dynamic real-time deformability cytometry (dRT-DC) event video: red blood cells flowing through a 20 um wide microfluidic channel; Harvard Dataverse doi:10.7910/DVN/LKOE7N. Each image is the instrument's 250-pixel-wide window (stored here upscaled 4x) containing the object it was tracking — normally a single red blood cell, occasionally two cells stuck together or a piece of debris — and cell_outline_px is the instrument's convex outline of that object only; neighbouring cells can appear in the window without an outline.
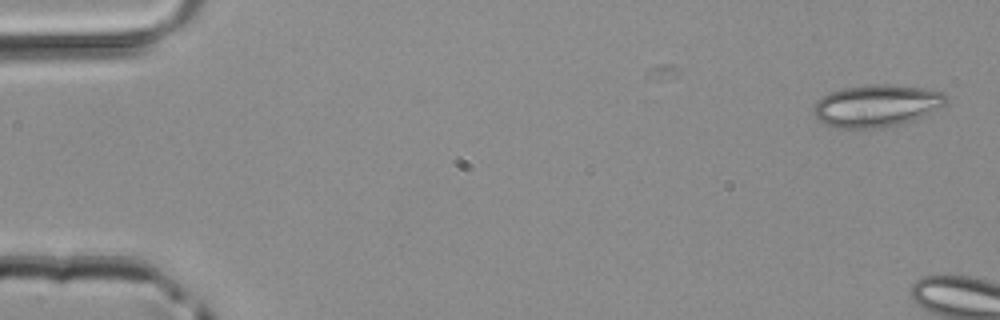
{"species": "common noctule bat (a hibernating species)", "species_latin": "Nyctalus noctula", "temperature_condition": "room temperature", "stored_images_in_passage": 8, "camera_frame_rate_fps": 3000, "um_per_image_px": 0.085, "animal": {"sex": "male", "body_mass_g": 20.4}, "frame": {"image": 1, "passage_image": 1, "time_ms": 0.0, "image_size_px": [1000, 320], "cell_outline_px": [[948, 104], [944, 108], [904, 124], [884, 128], [836, 128], [824, 124], [812, 112], [812, 108], [816, 100], [832, 92], [844, 88], [868, 84], [888, 84], [924, 88], [944, 92], [948, 96]], "centroid_in_image_um": [74.58, 9.0], "position_along_channel_um": 10.4, "area_um2": 33.29}}